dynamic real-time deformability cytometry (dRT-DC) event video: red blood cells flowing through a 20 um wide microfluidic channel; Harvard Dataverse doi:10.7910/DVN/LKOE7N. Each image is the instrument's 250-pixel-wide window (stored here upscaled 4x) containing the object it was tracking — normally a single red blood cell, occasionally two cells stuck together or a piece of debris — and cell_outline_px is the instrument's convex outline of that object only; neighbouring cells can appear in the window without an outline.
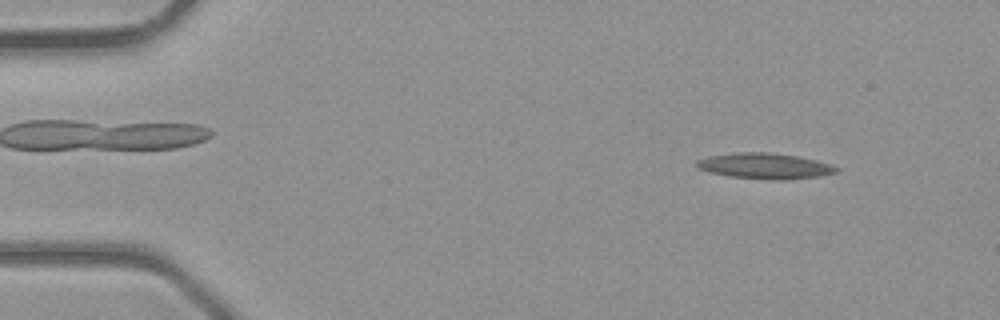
{"species": "common noctule bat (a hibernating species)", "species_latin": "Nyctalus noctula", "temperature_condition": "room temperature", "stored_images_in_passage": 41, "camera_frame_rate_fps": 3000, "um_per_image_px": 0.085, "animal": {"sex": "male", "body_mass_g": 23.1, "forearm_length_mm": 52.7}, "frame": {"image": 1, "passage_image": 4, "time_ms": 1.0, "image_size_px": [1000, 320], "cell_outline_px": [[840, 168], [836, 172], [820, 176], [784, 180], [776, 180], [728, 176], [712, 172], [700, 168], [696, 164], [696, 160], [708, 156], [736, 152], [768, 152], [796, 156], [816, 160]], "centroid_in_image_um": [65.02, 14.1], "position_along_channel_um": 20.0, "area_um2": 20.69}}
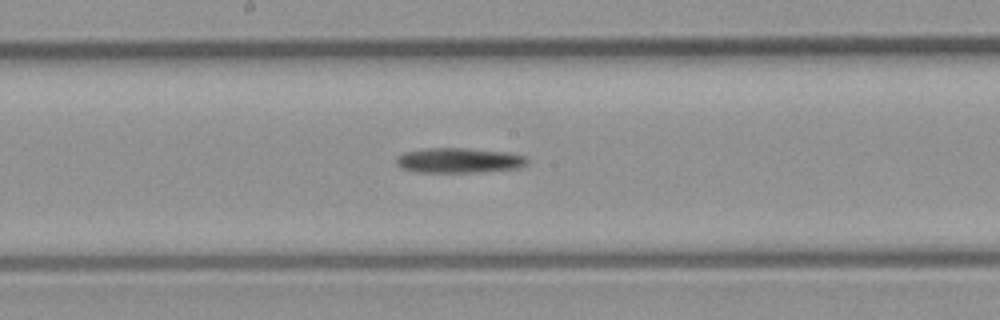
{"frame": {"image": 2, "passage_image": 21, "time_ms": 6.667, "image_size_px": [1000, 320], "cell_outline_px": [[528, 164], [520, 168], [480, 172], [416, 172], [400, 168], [396, 164], [396, 156], [404, 152], [428, 148], [464, 148], [508, 152], [528, 156]], "centroid_in_image_um": [39.03, 13.64], "position_along_channel_um": 209.2, "area_um2": 19.36}}
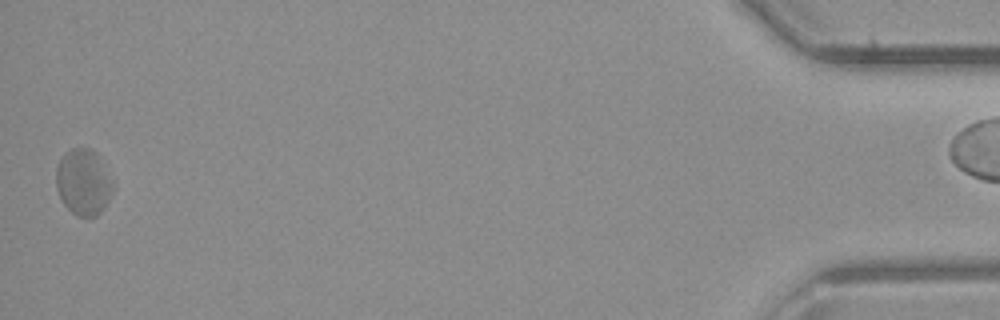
{"frame": {"image": 3, "passage_image": 40, "time_ms": 13.0, "image_size_px": [1000, 320], "cell_outline_px": [[112, 192], [104, 208], [96, 216], [76, 216], [64, 204], [56, 188], [56, 168], [64, 152], [72, 148], [92, 148], [96, 152], [112, 180]], "centroid_in_image_um": [7.07, 15.47], "position_along_channel_um": 428.1, "area_um2": 21.73}}